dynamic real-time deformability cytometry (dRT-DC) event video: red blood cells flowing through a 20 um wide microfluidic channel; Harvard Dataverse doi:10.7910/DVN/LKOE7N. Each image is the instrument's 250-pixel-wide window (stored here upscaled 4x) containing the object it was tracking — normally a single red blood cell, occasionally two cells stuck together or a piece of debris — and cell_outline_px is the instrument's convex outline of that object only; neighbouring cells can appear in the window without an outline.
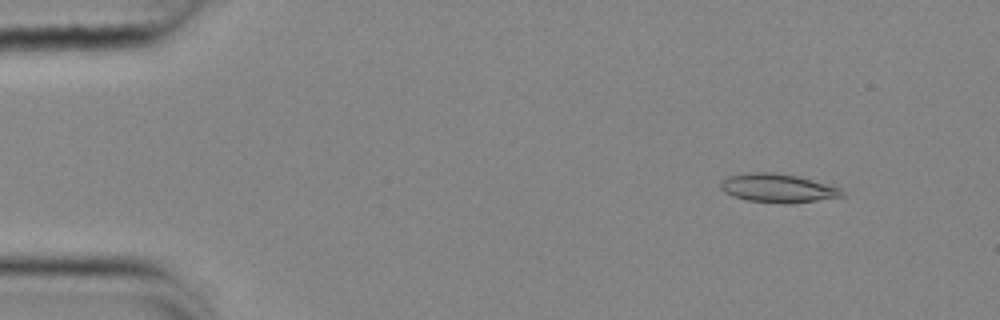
{"species": "common noctule bat (a hibernating species)", "species_latin": "Nyctalus noctula", "temperature_condition": "cold", "stored_images_in_passage": 55, "camera_frame_rate_fps": 3000, "um_per_image_px": 0.085, "animal": {"sex": "female", "body_mass_g": 25.1}, "frame": {"image": 1, "passage_image": 6, "time_ms": 1.667, "image_size_px": [1000, 320], "cell_outline_px": [[844, 196], [788, 204], [784, 204], [748, 200], [732, 196], [724, 192], [720, 188], [720, 180], [728, 176], [744, 172], [772, 172], [796, 176], [840, 188], [844, 192]], "centroid_in_image_um": [66.04, 15.99], "position_along_channel_um": 19.0, "area_um2": 20.23}}
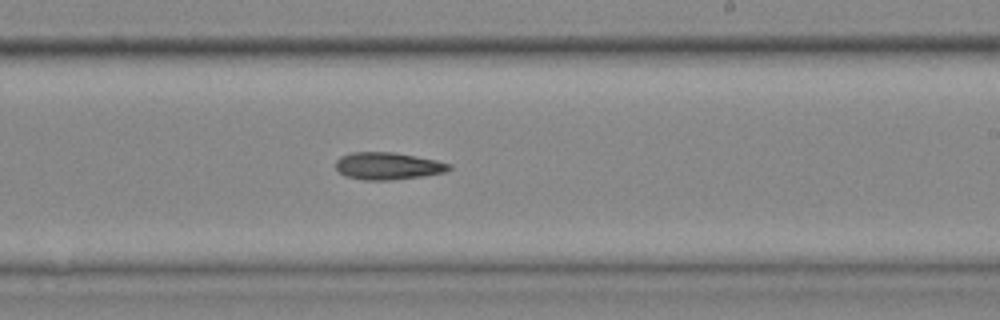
{"frame": {"image": 2, "passage_image": 33, "time_ms": 10.667, "image_size_px": [1000, 320], "cell_outline_px": [[452, 168], [444, 172], [420, 176], [388, 180], [364, 180], [344, 176], [336, 168], [336, 160], [340, 156], [352, 152], [396, 152], [436, 160], [452, 164]], "centroid_in_image_um": [32.95, 14.1], "position_along_channel_um": 256.1, "area_um2": 17.98}}
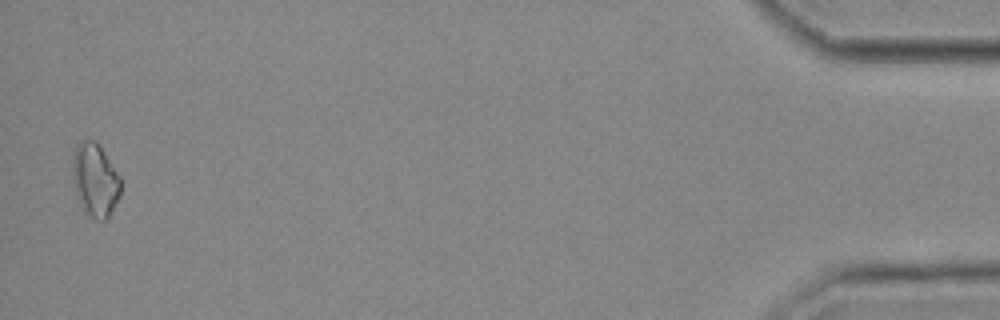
{"frame": {"image": 3, "passage_image": 54, "time_ms": 17.667, "image_size_px": [1000, 320], "cell_outline_px": [[120, 196], [108, 220], [96, 220], [84, 212], [80, 204], [76, 192], [72, 176], [72, 152], [76, 144], [80, 140], [96, 140], [120, 176]], "centroid_in_image_um": [8.07, 15.3], "position_along_channel_um": 427.1, "area_um2": 20.92}}